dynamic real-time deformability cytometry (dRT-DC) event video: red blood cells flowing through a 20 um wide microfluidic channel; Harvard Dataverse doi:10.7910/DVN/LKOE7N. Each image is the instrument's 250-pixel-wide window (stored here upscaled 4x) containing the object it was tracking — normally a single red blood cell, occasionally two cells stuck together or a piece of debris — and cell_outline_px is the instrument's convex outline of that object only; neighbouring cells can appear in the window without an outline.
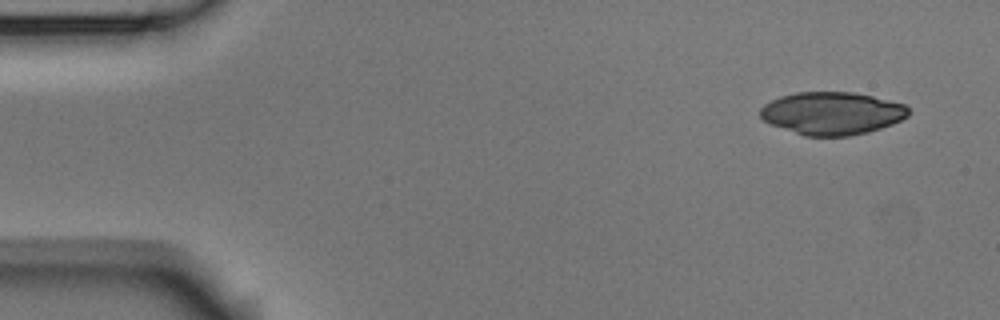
{"species": "Egyptian fruit bat (a non-hibernating species)", "species_latin": "Rousettus aegyptiacus", "temperature_condition": "room temperature", "stored_images_in_passage": 4, "camera_frame_rate_fps": 3000, "um_per_image_px": 0.085, "animal": {"sex": "male"}, "frame": {"image": 1, "passage_image": 1, "time_ms": 0.0, "image_size_px": [1000, 320], "cell_outline_px": [[912, 112], [908, 116], [892, 124], [868, 132], [848, 136], [804, 136], [772, 124], [764, 120], [760, 116], [760, 108], [764, 104], [780, 96], [796, 92], [852, 92], [872, 96], [904, 104]], "centroid_in_image_um": [70.73, 9.62], "position_along_channel_um": 14.3, "area_um2": 36.82}}